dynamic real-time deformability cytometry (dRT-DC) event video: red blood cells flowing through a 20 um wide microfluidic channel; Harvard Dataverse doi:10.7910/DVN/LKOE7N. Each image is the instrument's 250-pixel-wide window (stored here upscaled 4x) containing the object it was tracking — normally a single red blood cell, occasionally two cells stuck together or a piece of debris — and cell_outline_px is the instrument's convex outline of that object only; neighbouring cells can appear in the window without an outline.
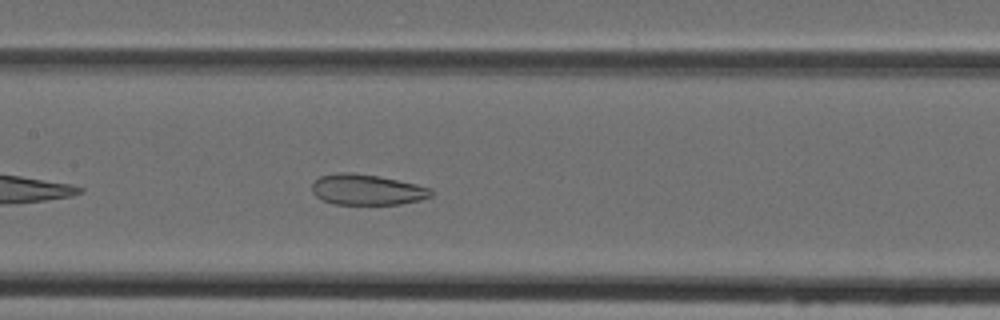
{"species": "Egyptian fruit bat (a non-hibernating species)", "species_latin": "Rousettus aegyptiacus", "temperature_condition": "cold", "stored_images_in_passage": 35, "camera_frame_rate_fps": 3000, "um_per_image_px": 0.085, "animal": {"sex": "female"}, "frame": {"image": 1, "passage_image": 10, "time_ms": 3.0, "image_size_px": [1000, 320], "cell_outline_px": [[432, 196], [420, 200], [400, 204], [336, 204], [324, 200], [316, 196], [312, 192], [312, 184], [320, 176], [340, 172], [352, 172], [376, 176], [416, 184], [432, 188]], "centroid_in_image_um": [31.2, 16.12], "position_along_channel_um": 176.2, "area_um2": 21.1}}
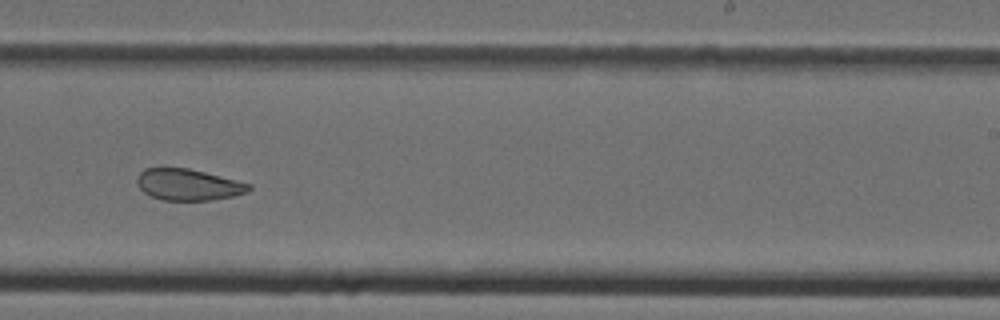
{"frame": {"image": 2, "passage_image": 17, "time_ms": 5.333, "image_size_px": [1000, 320], "cell_outline_px": [[252, 188], [248, 192], [232, 196], [212, 200], [164, 200], [152, 196], [144, 192], [136, 184], [136, 180], [140, 172], [144, 168], [188, 168], [252, 184]], "centroid_in_image_um": [16.0, 15.69], "position_along_channel_um": 273.0, "area_um2": 20.35}}
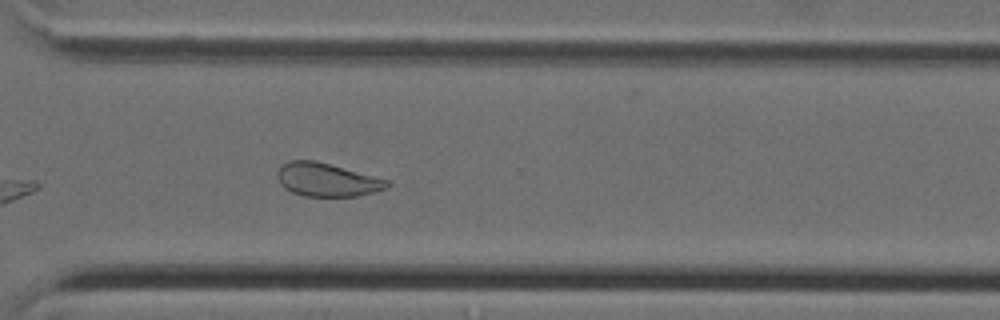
{"frame": {"image": 3, "passage_image": 22, "time_ms": 7.0, "image_size_px": [1000, 320], "cell_outline_px": [[388, 188], [356, 196], [304, 196], [292, 192], [284, 188], [280, 184], [276, 176], [276, 172], [288, 160], [316, 160], [388, 180]], "centroid_in_image_um": [27.74, 15.27], "position_along_channel_um": 342.9, "area_um2": 21.21}}